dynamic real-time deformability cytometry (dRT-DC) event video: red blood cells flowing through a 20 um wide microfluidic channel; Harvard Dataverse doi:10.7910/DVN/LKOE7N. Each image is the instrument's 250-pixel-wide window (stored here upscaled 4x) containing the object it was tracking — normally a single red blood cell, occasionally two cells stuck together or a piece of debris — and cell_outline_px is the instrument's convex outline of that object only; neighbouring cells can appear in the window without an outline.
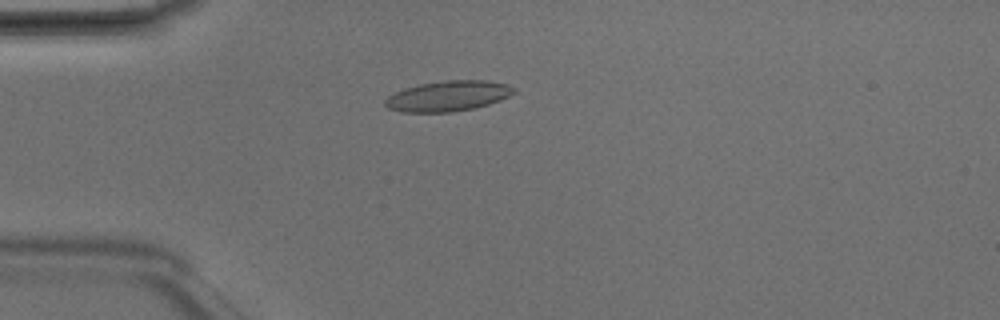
{"species": "Egyptian fruit bat (a non-hibernating species)", "species_latin": "Rousettus aegyptiacus", "temperature_condition": "room temperature", "stored_images_in_passage": 5, "camera_frame_rate_fps": 3000, "um_per_image_px": 0.085, "animal": {"sex": "male"}, "frame": {"image": 1, "passage_image": 4, "time_ms": 1.0, "image_size_px": [1000, 320], "cell_outline_px": [[516, 92], [500, 100], [476, 108], [452, 112], [404, 112], [388, 108], [384, 104], [384, 100], [388, 96], [396, 92], [420, 84], [444, 80], [488, 80], [504, 84], [516, 88]], "centroid_in_image_um": [38.1, 8.16], "position_along_channel_um": 46.9, "area_um2": 22.72}}